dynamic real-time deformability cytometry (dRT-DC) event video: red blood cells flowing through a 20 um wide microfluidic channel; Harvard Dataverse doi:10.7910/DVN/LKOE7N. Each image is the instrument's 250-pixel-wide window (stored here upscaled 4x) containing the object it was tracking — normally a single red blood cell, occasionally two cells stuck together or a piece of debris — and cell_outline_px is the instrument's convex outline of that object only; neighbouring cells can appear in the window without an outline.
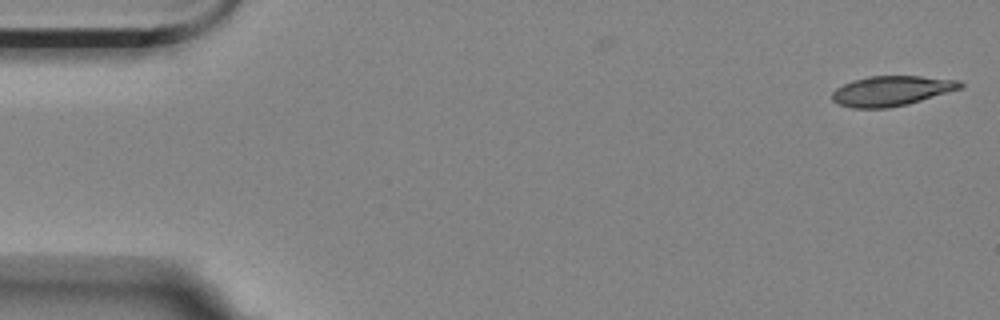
{"species": "Egyptian fruit bat (a non-hibernating species)", "species_latin": "Rousettus aegyptiacus", "temperature_condition": "room temperature", "stored_images_in_passage": 41, "camera_frame_rate_fps": 3000, "um_per_image_px": 0.085, "animal": {"sex": "female"}, "frame": {"image": 1, "passage_image": 1, "time_ms": 0.0, "image_size_px": [1000, 320], "cell_outline_px": [[964, 84], [960, 88], [908, 104], [888, 108], [852, 108], [840, 104], [832, 100], [832, 92], [836, 88], [852, 80], [868, 76], [920, 76], [960, 80]], "centroid_in_image_um": [75.75, 7.72], "position_along_channel_um": 9.2, "area_um2": 22.25}}
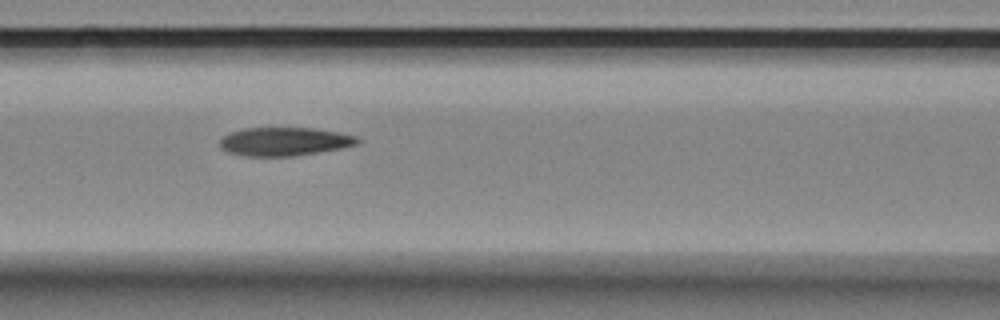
{"frame": {"image": 2, "passage_image": 23, "time_ms": 7.333, "image_size_px": [1000, 320], "cell_outline_px": [[360, 140], [356, 144], [340, 148], [292, 156], [244, 156], [228, 152], [220, 148], [220, 136], [228, 132], [244, 128], [312, 128], [336, 132], [356, 136]], "centroid_in_image_um": [24.08, 12.02], "position_along_channel_um": 142.5, "area_um2": 22.72}}
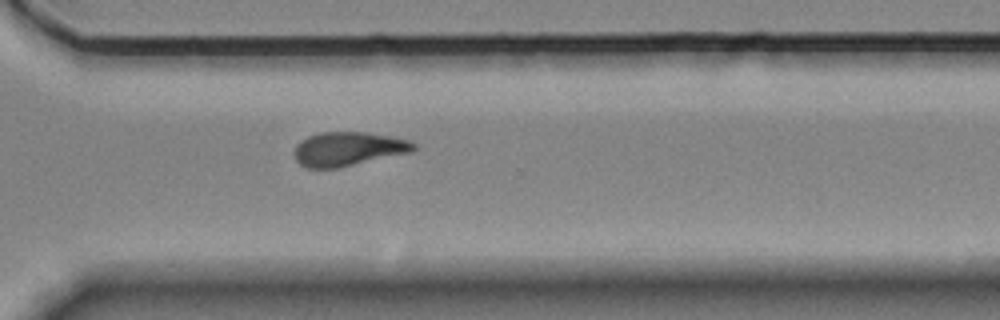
{"frame": {"image": 3, "passage_image": 40, "time_ms": 13.0, "image_size_px": [1000, 320], "cell_outline_px": [[416, 148], [412, 152], [340, 168], [304, 168], [296, 160], [296, 144], [300, 140], [308, 136], [320, 132], [368, 132], [408, 140], [416, 144]], "centroid_in_image_um": [29.6, 12.66], "position_along_channel_um": 341.0, "area_um2": 23.76}}